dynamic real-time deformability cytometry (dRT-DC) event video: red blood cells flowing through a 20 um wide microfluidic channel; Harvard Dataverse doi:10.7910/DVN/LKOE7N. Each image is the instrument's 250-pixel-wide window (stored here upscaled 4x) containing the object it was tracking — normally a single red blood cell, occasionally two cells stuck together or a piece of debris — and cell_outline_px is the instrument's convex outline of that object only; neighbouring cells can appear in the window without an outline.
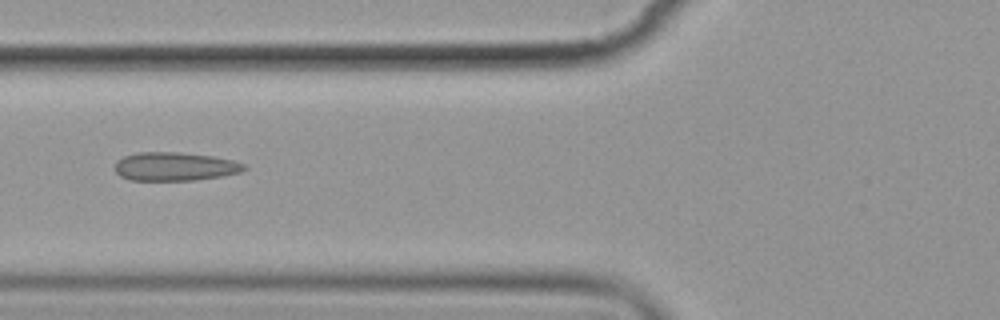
{"species": "common noctule bat (a hibernating species)", "species_latin": "Nyctalus noctula", "temperature_condition": "cold", "stored_images_in_passage": 5, "camera_frame_rate_fps": 3000, "um_per_image_px": 0.085, "animal": {"sex": "female", "body_mass_g": 19.9}, "frame": {"image": 1, "passage_image": 2, "time_ms": 1.333, "image_size_px": [1000, 320], "cell_outline_px": [[248, 168], [240, 172], [220, 176], [196, 180], [128, 180], [120, 176], [112, 168], [116, 160], [124, 156], [140, 152], [180, 152], [212, 156], [232, 160], [244, 164]], "centroid_in_image_um": [14.81, 14.15], "position_along_channel_um": 111.0, "area_um2": 21.62}}
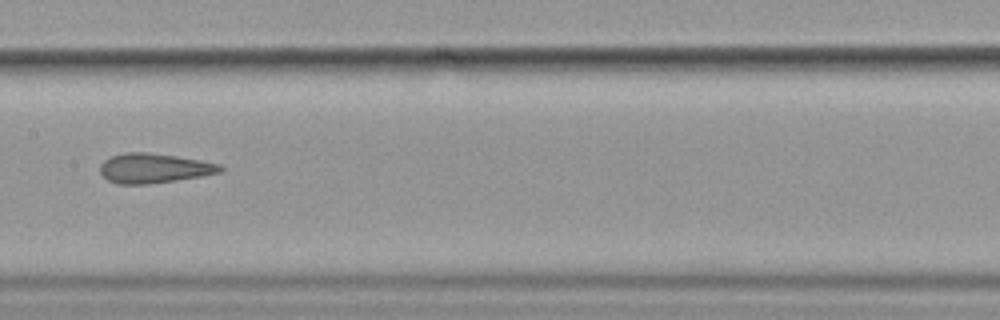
{"frame": {"image": 2, "passage_image": 4, "time_ms": 3.667, "image_size_px": [1000, 320], "cell_outline_px": [[224, 168], [220, 172], [200, 176], [176, 180], [148, 184], [116, 184], [108, 180], [100, 172], [100, 164], [104, 160], [112, 156], [124, 152], [148, 152], [176, 156], [200, 160], [220, 164]], "centroid_in_image_um": [13.06, 14.29], "position_along_channel_um": 194.3, "area_um2": 20.69}}
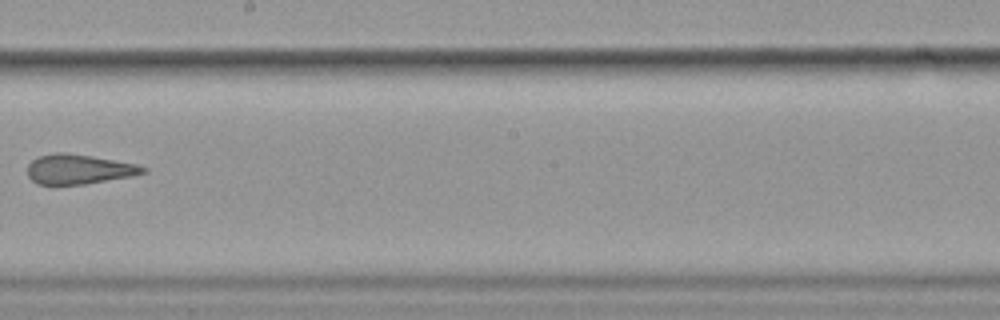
{"frame": {"image": 3, "passage_image": 5, "time_ms": 5.0, "image_size_px": [1000, 320], "cell_outline_px": [[148, 172], [132, 176], [84, 184], [36, 184], [28, 176], [28, 164], [32, 160], [40, 156], [56, 152], [64, 152], [92, 156], [136, 164], [148, 168]], "centroid_in_image_um": [6.71, 14.38], "position_along_channel_um": 241.5, "area_um2": 19.94}}